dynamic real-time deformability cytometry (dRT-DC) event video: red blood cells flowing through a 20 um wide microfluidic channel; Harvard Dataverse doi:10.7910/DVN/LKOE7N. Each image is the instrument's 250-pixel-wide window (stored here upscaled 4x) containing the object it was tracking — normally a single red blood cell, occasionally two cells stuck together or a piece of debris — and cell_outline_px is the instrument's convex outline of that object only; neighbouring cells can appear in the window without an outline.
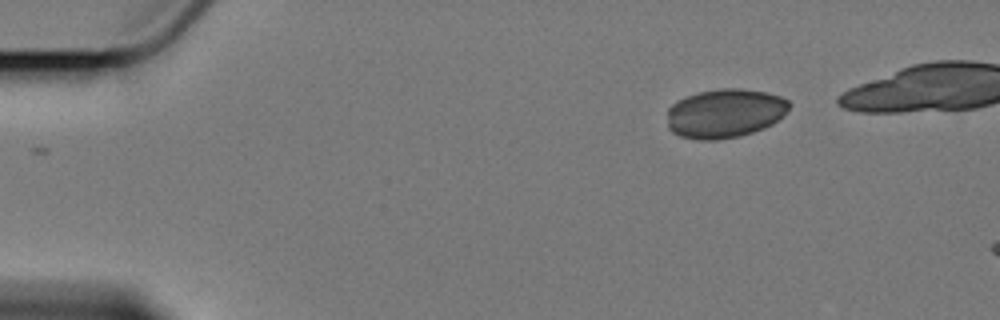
{"species": "Egyptian fruit bat (a non-hibernating species)", "species_latin": "Rousettus aegyptiacus", "temperature_condition": "cold", "stored_images_in_passage": 3, "camera_frame_rate_fps": 3000, "um_per_image_px": 0.085, "animal": {"sex": "female"}, "frame": {"image": 1, "passage_image": 1, "time_ms": 0.0, "image_size_px": [1000, 320], "cell_outline_px": [[792, 104], [788, 112], [784, 116], [772, 124], [764, 128], [740, 136], [716, 140], [696, 140], [680, 136], [672, 132], [668, 128], [668, 108], [676, 100], [700, 92], [720, 88], [740, 88], [768, 92], [780, 96], [788, 100]], "centroid_in_image_um": [61.64, 9.63], "position_along_channel_um": 23.4, "area_um2": 35.26}}